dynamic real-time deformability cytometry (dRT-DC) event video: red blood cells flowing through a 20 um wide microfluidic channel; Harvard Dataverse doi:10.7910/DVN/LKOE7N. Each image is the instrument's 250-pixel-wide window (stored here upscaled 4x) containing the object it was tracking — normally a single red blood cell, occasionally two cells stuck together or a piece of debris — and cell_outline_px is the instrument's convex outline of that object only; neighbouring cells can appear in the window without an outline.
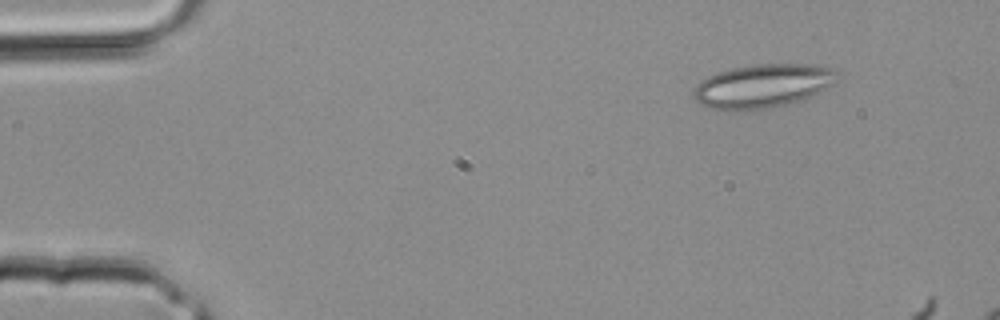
{"species": "common noctule bat (a hibernating species)", "species_latin": "Nyctalus noctula", "temperature_condition": "room temperature", "stored_images_in_passage": 2, "camera_frame_rate_fps": 3000, "um_per_image_px": 0.085, "animal": {"sex": "male", "body_mass_g": 20.4}, "frame": {"image": 1, "passage_image": 1, "time_ms": 0.0, "image_size_px": [1000, 320], "cell_outline_px": [[836, 80], [832, 84], [804, 100], [788, 104], [764, 108], [708, 108], [696, 104], [692, 96], [692, 88], [700, 80], [708, 76], [732, 68], [752, 64], [816, 64], [836, 68]], "centroid_in_image_um": [64.81, 7.27], "position_along_channel_um": 20.2, "area_um2": 36.41}}